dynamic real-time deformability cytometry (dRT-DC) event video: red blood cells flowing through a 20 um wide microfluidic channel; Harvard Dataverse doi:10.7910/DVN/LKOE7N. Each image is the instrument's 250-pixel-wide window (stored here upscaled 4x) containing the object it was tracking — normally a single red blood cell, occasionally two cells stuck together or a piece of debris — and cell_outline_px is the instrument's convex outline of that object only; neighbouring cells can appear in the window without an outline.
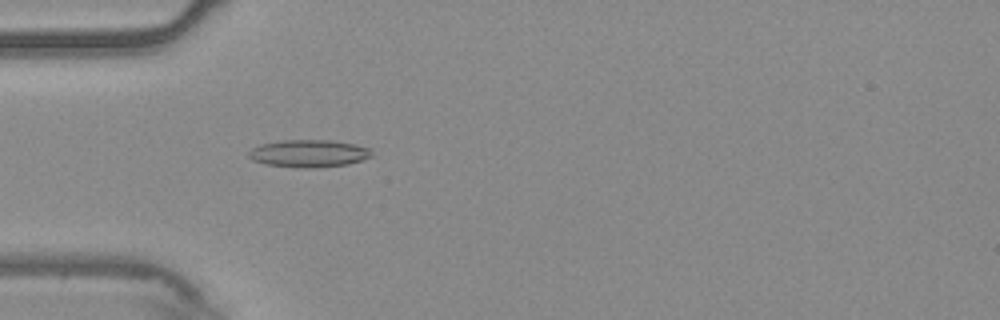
{"species": "common noctule bat (a hibernating species)", "species_latin": "Nyctalus noctula", "temperature_condition": "warm", "stored_images_in_passage": 48, "camera_frame_rate_fps": 3000, "um_per_image_px": 0.085, "animal": {"sex": "male", "body_mass_g": 20.4}, "frame": {"image": 1, "passage_image": 10, "time_ms": 3.0, "image_size_px": [1000, 320], "cell_outline_px": [[372, 156], [348, 164], [312, 168], [296, 168], [264, 164], [252, 160], [248, 156], [248, 152], [252, 148], [260, 144], [284, 140], [332, 140], [356, 144], [372, 148]], "centroid_in_image_um": [26.24, 13.04], "position_along_channel_um": 58.8, "area_um2": 19.88}}
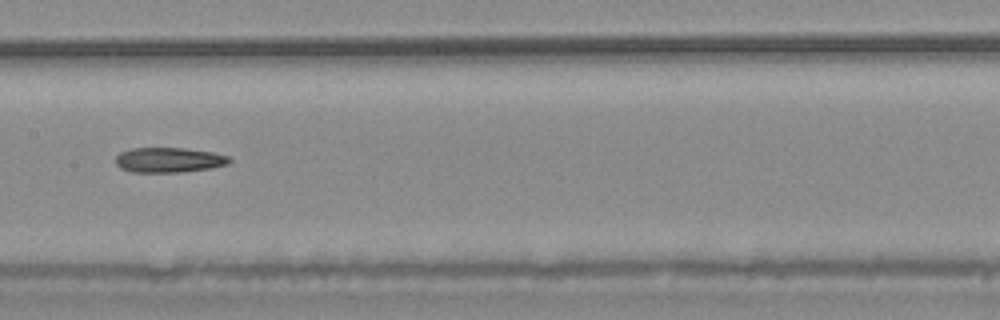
{"frame": {"image": 2, "passage_image": 21, "time_ms": 6.667, "image_size_px": [1000, 320], "cell_outline_px": [[232, 160], [228, 164], [212, 168], [180, 172], [132, 172], [120, 168], [116, 164], [116, 156], [120, 152], [132, 148], [184, 148], [212, 152], [228, 156]], "centroid_in_image_um": [14.36, 13.6], "position_along_channel_um": 193.0, "area_um2": 16.59}}
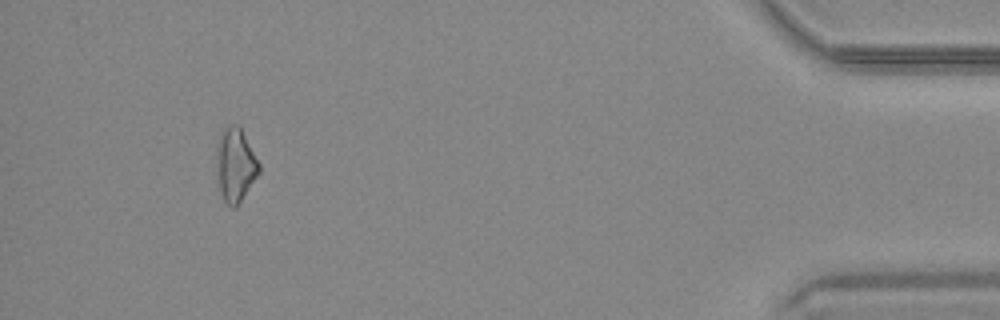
{"frame": {"image": 3, "passage_image": 44, "time_ms": 14.333, "image_size_px": [1000, 320], "cell_outline_px": [[260, 172], [236, 208], [232, 208], [224, 200], [220, 188], [216, 172], [216, 148], [220, 132], [228, 124], [236, 124], [240, 128], [260, 164]], "centroid_in_image_um": [19.99, 14.01], "position_along_channel_um": 415.2, "area_um2": 18.21}, "authors_computed_cell_mechanics": {"area_um2": 17.1377, "velocity_mm_per_s": 3.7593, "shape_relaxation_time_tau1_ms": null, "shape_relaxation_time_tau2_ms": 10.3965, "deformation_change_tau1": null, "deformation_change_tau2": 0.2303}}